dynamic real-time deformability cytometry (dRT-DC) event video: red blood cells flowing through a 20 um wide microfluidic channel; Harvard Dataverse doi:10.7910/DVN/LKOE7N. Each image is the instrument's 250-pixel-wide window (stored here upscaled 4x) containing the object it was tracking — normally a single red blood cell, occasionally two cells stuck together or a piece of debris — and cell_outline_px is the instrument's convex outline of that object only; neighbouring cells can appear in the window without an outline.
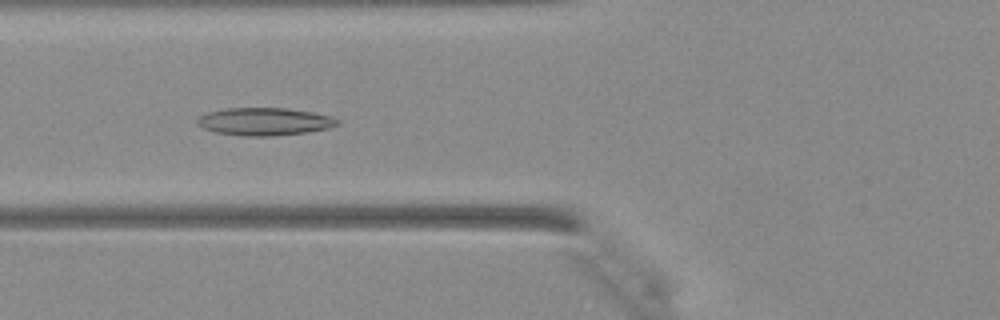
{"species": "Egyptian fruit bat (a non-hibernating species)", "species_latin": "Rousettus aegyptiacus", "temperature_condition": "warm", "stored_images_in_passage": 45, "camera_frame_rate_fps": 3000, "um_per_image_px": 0.085, "animal": {"sex": "female"}, "frame": {"image": 1, "passage_image": 19, "time_ms": 6.0, "image_size_px": [1000, 320], "cell_outline_px": [[340, 124], [328, 128], [308, 132], [272, 136], [244, 136], [216, 132], [204, 128], [196, 120], [200, 116], [208, 112], [228, 108], [288, 108], [312, 112], [332, 116], [340, 120]], "centroid_in_image_um": [22.54, 10.33], "position_along_channel_um": 103.3, "area_um2": 22.54}}
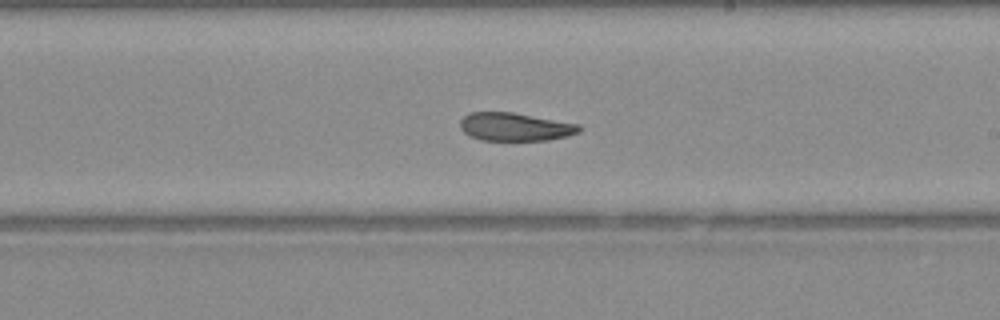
{"frame": {"image": 2, "passage_image": 28, "time_ms": 9.0, "image_size_px": [1000, 320], "cell_outline_px": [[580, 132], [568, 136], [548, 140], [480, 140], [468, 136], [460, 128], [460, 120], [468, 112], [512, 112], [580, 124]], "centroid_in_image_um": [43.76, 10.78], "position_along_channel_um": 245.2, "area_um2": 19.65}}
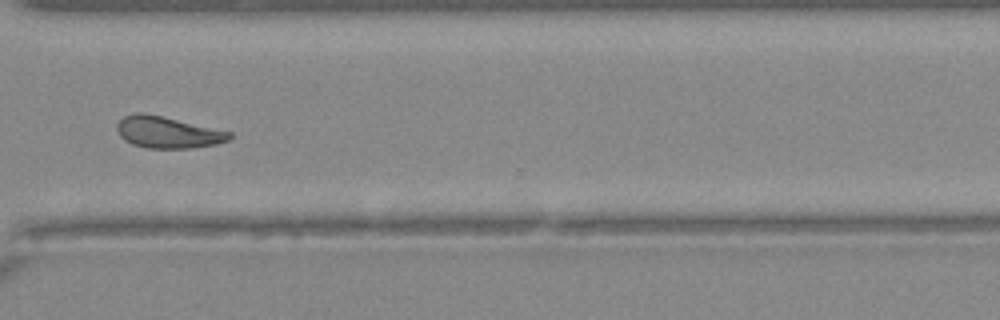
{"frame": {"image": 3, "passage_image": 35, "time_ms": 11.333, "image_size_px": [1000, 320], "cell_outline_px": [[232, 136], [228, 140], [216, 144], [192, 148], [148, 148], [132, 144], [124, 140], [120, 136], [116, 128], [116, 124], [124, 116], [136, 112], [144, 112], [232, 132]], "centroid_in_image_um": [14.23, 11.24], "position_along_channel_um": 356.4, "area_um2": 20.69}}